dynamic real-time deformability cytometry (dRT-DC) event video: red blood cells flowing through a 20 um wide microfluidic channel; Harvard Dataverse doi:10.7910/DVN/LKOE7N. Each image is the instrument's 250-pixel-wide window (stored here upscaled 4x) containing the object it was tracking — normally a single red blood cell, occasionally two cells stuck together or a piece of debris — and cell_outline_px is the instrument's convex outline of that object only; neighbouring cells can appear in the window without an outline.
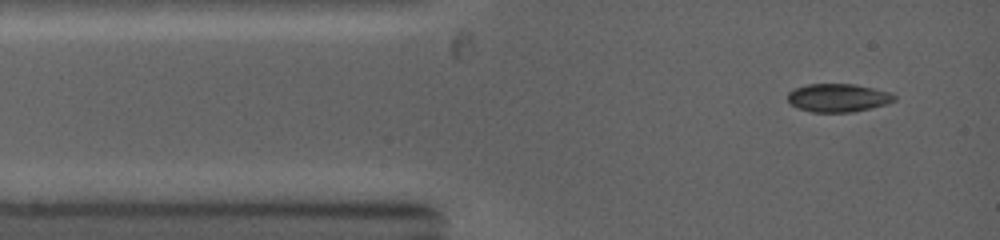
{"species": "common noctule bat (a hibernating species)", "species_latin": "Nyctalus noctula", "temperature_condition": "warm", "stored_images_in_passage": 6, "camera_frame_rate_fps": 5000, "um_per_image_px": 0.085, "animal": {"sex": "female", "body_mass_g": 19.0, "forearm_length_mm": 53.3}, "frame": {"image": 1, "passage_image": 1, "time_ms": 0.0, "image_size_px": [1000, 240], "cell_outline_px": [[896, 100], [888, 104], [852, 112], [812, 112], [796, 108], [788, 104], [788, 92], [796, 88], [808, 84], [856, 84], [888, 92], [896, 96]], "centroid_in_image_um": [71.21, 8.32], "position_along_channel_um": 13.8, "area_um2": 17.63}}
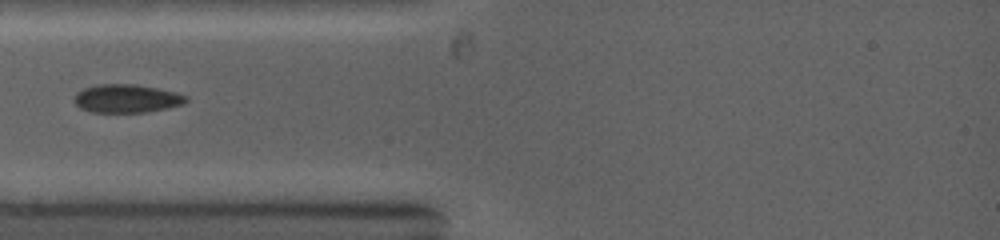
{"frame": {"image": 2, "passage_image": 4, "time_ms": 2.2, "image_size_px": [1000, 240], "cell_outline_px": [[188, 100], [184, 104], [168, 108], [148, 112], [92, 112], [80, 108], [72, 100], [76, 92], [84, 88], [100, 84], [136, 84], [176, 92], [188, 96]], "centroid_in_image_um": [10.77, 8.37], "position_along_channel_um": 74.2, "area_um2": 18.61}}